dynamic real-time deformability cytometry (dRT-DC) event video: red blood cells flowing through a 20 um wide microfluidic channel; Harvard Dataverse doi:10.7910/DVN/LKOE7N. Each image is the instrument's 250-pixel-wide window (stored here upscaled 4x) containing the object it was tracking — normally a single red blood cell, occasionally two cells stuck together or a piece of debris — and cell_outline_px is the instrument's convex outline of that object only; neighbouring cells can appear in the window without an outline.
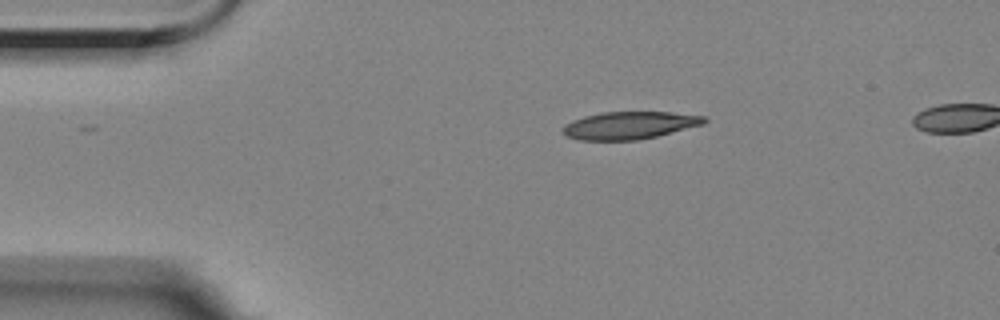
{"species": "Egyptian fruit bat (a non-hibernating species)", "species_latin": "Rousettus aegyptiacus", "temperature_condition": "room temperature", "stored_images_in_passage": 45, "camera_frame_rate_fps": 3000, "um_per_image_px": 0.085, "animal": {"sex": "female"}, "frame": {"image": 1, "passage_image": 1, "time_ms": 0.0, "image_size_px": [1000, 320], "cell_outline_px": [[708, 120], [704, 124], [656, 136], [636, 140], [580, 140], [568, 136], [564, 132], [564, 124], [572, 120], [584, 116], [600, 112], [672, 112], [704, 116]], "centroid_in_image_um": [53.52, 10.64], "position_along_channel_um": 31.5, "area_um2": 22.54}}
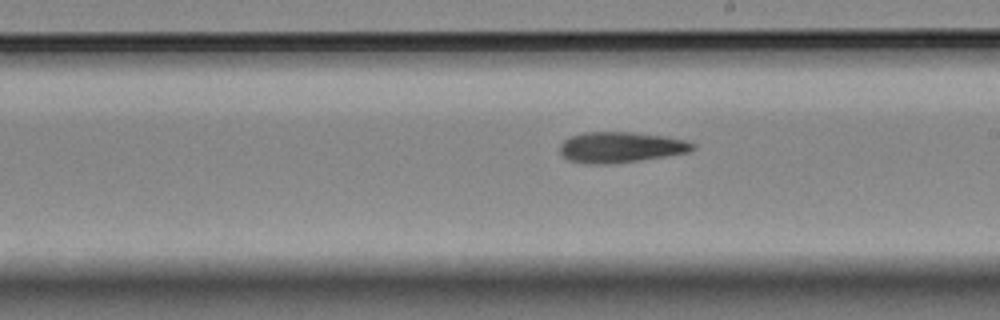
{"frame": {"image": 2, "passage_image": 22, "time_ms": 7.0, "image_size_px": [1000, 320], "cell_outline_px": [[696, 148], [688, 152], [664, 156], [612, 164], [584, 164], [568, 160], [560, 152], [560, 144], [564, 140], [572, 136], [584, 132], [632, 132], [664, 136], [688, 140], [696, 144]], "centroid_in_image_um": [52.76, 12.51], "position_along_channel_um": 236.2, "area_um2": 23.81}}
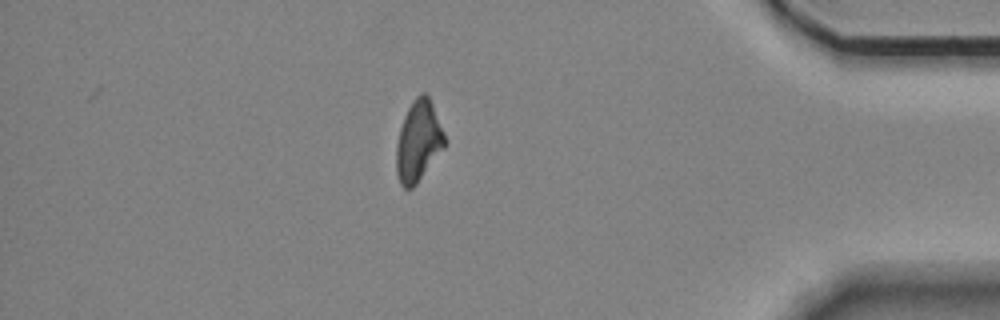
{"frame": {"image": 3, "passage_image": 39, "time_ms": 12.667, "image_size_px": [1000, 320], "cell_outline_px": [[444, 148], [416, 184], [412, 188], [404, 188], [400, 184], [396, 172], [396, 144], [400, 128], [404, 116], [412, 100], [420, 92], [424, 92], [428, 96], [432, 104], [444, 132]], "centroid_in_image_um": [35.54, 12.0], "position_along_channel_um": 399.7, "area_um2": 22.6}}